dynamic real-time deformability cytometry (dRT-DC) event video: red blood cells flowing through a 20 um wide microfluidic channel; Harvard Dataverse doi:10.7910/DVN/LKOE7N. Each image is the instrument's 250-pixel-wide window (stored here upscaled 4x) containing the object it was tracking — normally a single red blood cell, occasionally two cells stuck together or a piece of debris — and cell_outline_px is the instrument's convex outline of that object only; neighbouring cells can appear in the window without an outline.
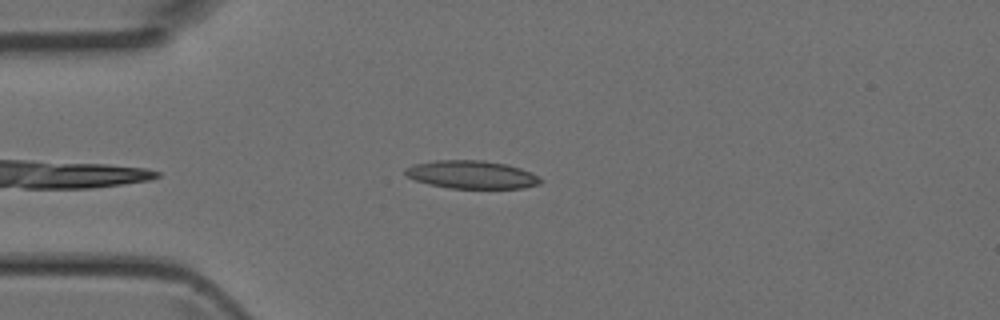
{"species": "Egyptian fruit bat (a non-hibernating species)", "species_latin": "Rousettus aegyptiacus", "temperature_condition": "room temperature", "stored_images_in_passage": 2, "camera_frame_rate_fps": 3000, "um_per_image_px": 0.085, "animal": {"sex": "female"}, "frame": {"image": 1, "passage_image": 1, "time_ms": 0.0, "image_size_px": [1000, 320], "cell_outline_px": [[544, 180], [540, 184], [524, 188], [448, 188], [428, 184], [416, 180], [408, 176], [404, 172], [404, 168], [412, 164], [436, 160], [484, 160], [504, 164], [520, 168], [532, 172]], "centroid_in_image_um": [40.1, 14.84], "position_along_channel_um": 44.9, "area_um2": 22.2}}